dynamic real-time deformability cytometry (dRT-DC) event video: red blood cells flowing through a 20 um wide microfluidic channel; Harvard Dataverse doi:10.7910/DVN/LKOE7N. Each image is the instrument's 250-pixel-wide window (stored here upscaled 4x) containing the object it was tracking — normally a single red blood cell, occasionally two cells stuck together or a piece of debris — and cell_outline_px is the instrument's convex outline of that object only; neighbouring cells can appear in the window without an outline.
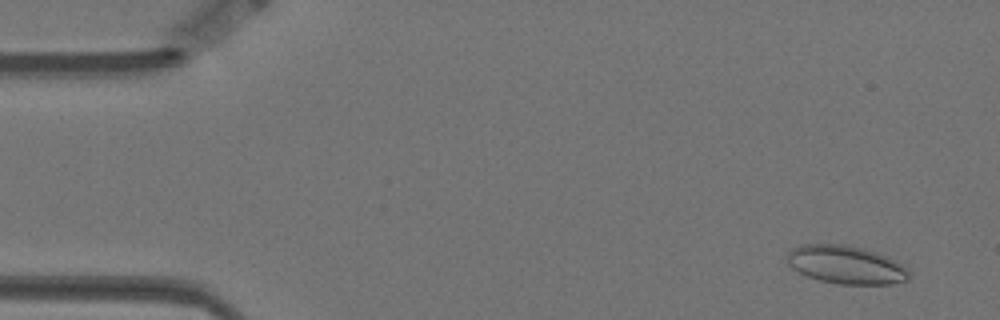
{"species": "Egyptian fruit bat (a non-hibernating species)", "species_latin": "Rousettus aegyptiacus", "temperature_condition": "warm", "stored_images_in_passage": 58, "camera_frame_rate_fps": 3000, "um_per_image_px": 0.085, "animal": {"sex": "female"}, "frame": {"image": 1, "passage_image": 4, "time_ms": 1.0, "image_size_px": [1000, 320], "cell_outline_px": [[908, 280], [892, 284], [840, 284], [820, 280], [808, 276], [792, 268], [788, 264], [788, 252], [792, 248], [800, 244], [844, 244], [860, 248], [884, 256], [900, 264], [908, 272]], "centroid_in_image_um": [71.85, 22.51], "position_along_channel_um": 13.2, "area_um2": 26.59}}
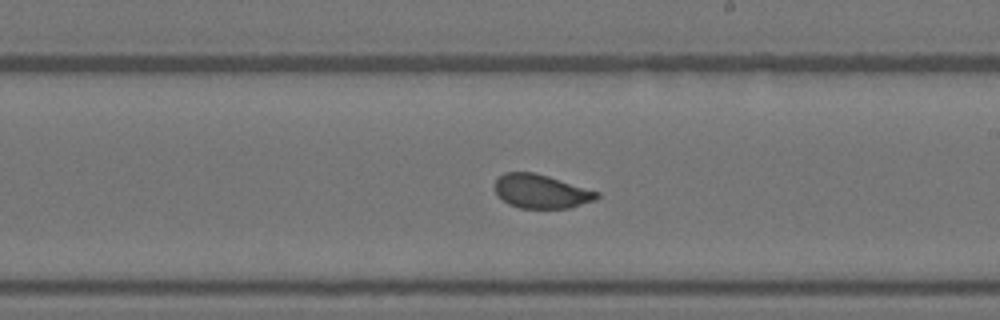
{"frame": {"image": 2, "passage_image": 33, "time_ms": 10.667, "image_size_px": [1000, 320], "cell_outline_px": [[600, 196], [596, 200], [572, 208], [520, 208], [508, 204], [496, 192], [496, 176], [504, 172], [532, 172], [548, 176], [600, 192]], "centroid_in_image_um": [46.03, 16.27], "position_along_channel_um": 243.0, "area_um2": 20.17}}
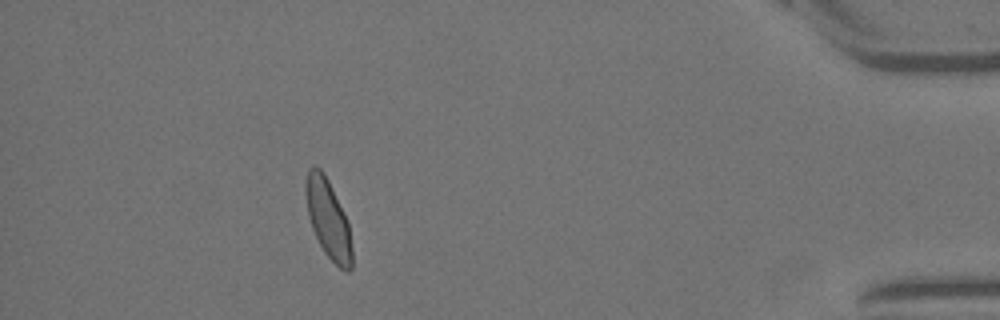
{"frame": {"image": 3, "passage_image": 52, "time_ms": 17.0, "image_size_px": [1000, 320], "cell_outline_px": [[352, 268], [348, 272], [340, 268], [324, 252], [312, 228], [308, 216], [304, 188], [304, 184], [308, 168], [312, 164], [316, 164], [324, 172], [348, 220], [352, 248]], "centroid_in_image_um": [27.88, 18.55], "position_along_channel_um": 407.3, "area_um2": 21.44}, "authors_computed_cell_mechanics": {"area_um2": 21.2704, "velocity_mm_per_s": 3.4977, "shape_relaxation_time_tau1_ms": 6.1717, "shape_relaxation_time_tau2_ms": null, "deformation_change_tau1": 0.1088, "deformation_change_tau2": null}}